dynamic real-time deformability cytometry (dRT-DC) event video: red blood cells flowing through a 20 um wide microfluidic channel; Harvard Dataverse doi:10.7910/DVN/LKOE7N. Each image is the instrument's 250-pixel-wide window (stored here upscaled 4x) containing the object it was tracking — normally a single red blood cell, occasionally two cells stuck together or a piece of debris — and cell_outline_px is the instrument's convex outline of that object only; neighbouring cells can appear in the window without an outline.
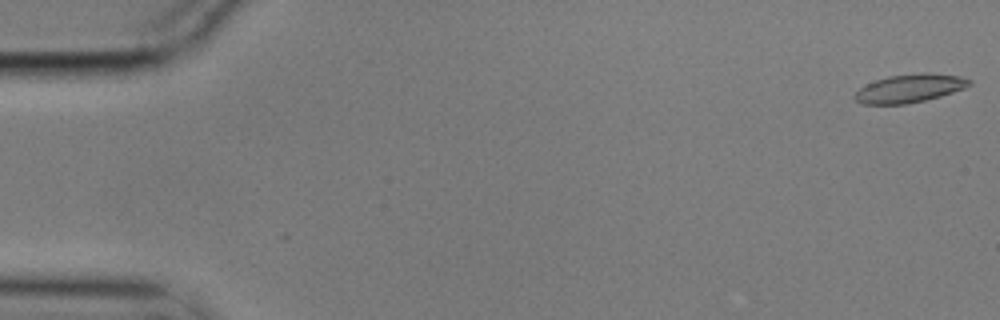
{"species": "common noctule bat (a hibernating species)", "species_latin": "Nyctalus noctula", "temperature_condition": "cold", "stored_images_in_passage": 57, "camera_frame_rate_fps": 3000, "um_per_image_px": 0.085, "animal": {"sex": "male", "body_mass_g": 17.9}, "frame": {"image": 1, "passage_image": 1, "time_ms": 0.0, "image_size_px": [1000, 320], "cell_outline_px": [[972, 84], [964, 88], [940, 96], [908, 104], [864, 104], [856, 100], [852, 96], [860, 88], [876, 80], [888, 76], [920, 72], [932, 72], [960, 76], [972, 80]], "centroid_in_image_um": [77.35, 7.49], "position_along_channel_um": 7.7, "area_um2": 18.96}}
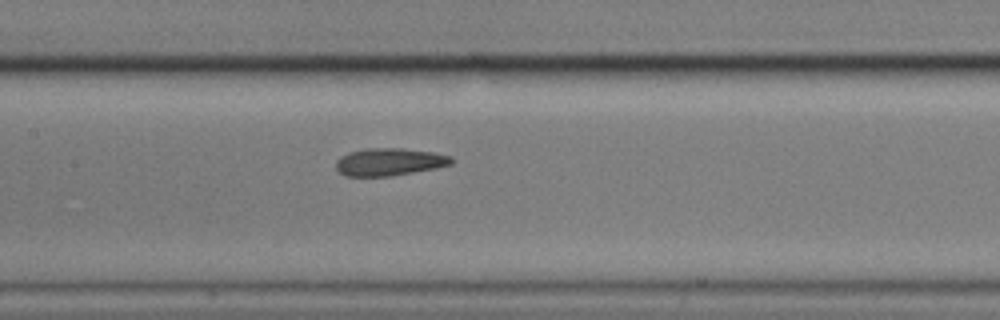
{"frame": {"image": 2, "passage_image": 27, "time_ms": 8.667, "image_size_px": [1000, 320], "cell_outline_px": [[456, 160], [452, 164], [436, 168], [392, 176], [344, 176], [336, 168], [336, 160], [340, 156], [348, 152], [368, 148], [400, 148], [432, 152], [452, 156]], "centroid_in_image_um": [33.11, 13.76], "position_along_channel_um": 174.3, "area_um2": 18.67}}
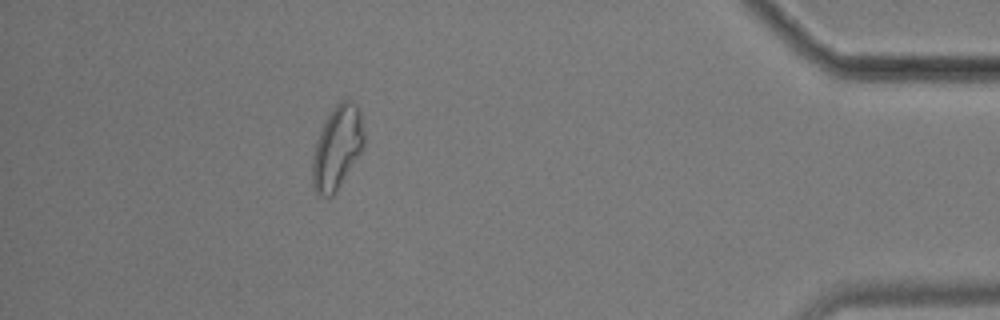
{"frame": {"image": 3, "passage_image": 51, "time_ms": 16.667, "image_size_px": [1000, 320], "cell_outline_px": [[364, 148], [336, 192], [328, 200], [316, 192], [312, 184], [312, 156], [316, 140], [328, 116], [336, 104], [340, 100], [348, 96], [356, 104], [360, 112], [364, 132]], "centroid_in_image_um": [28.67, 12.55], "position_along_channel_um": 406.5, "area_um2": 25.37}, "authors_computed_cell_mechanics": {"area_um2": 19.2474, "velocity_mm_per_s": 3.5156, "shape_relaxation_time_tau1_ms": 6.7041, "shape_relaxation_time_tau2_ms": 2.2676, "deformation_change_tau1": 0.1653, "deformation_change_tau2": 0.0964}}